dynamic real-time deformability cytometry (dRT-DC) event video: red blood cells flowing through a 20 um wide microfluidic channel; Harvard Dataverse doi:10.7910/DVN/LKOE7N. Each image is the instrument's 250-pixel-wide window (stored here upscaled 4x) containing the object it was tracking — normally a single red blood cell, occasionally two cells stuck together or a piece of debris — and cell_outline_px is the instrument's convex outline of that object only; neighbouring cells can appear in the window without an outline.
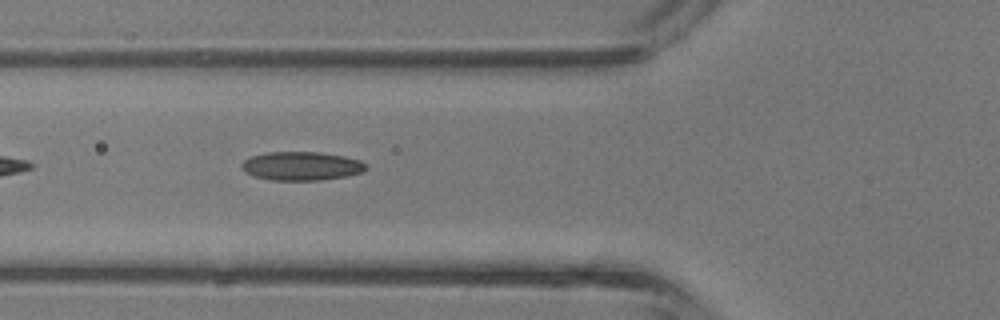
{"species": "common noctule bat (a hibernating species)", "species_latin": "Nyctalus noctula", "temperature_condition": "room temperature", "stored_images_in_passage": 5, "camera_frame_rate_fps": 3000, "um_per_image_px": 0.085, "animal": {"sex": "male", "body_mass_g": 13.3}, "frame": {"image": 1, "passage_image": 5, "time_ms": 1.333, "image_size_px": [1000, 320], "cell_outline_px": [[368, 168], [364, 172], [348, 176], [320, 180], [272, 180], [256, 176], [244, 172], [240, 168], [240, 164], [244, 160], [252, 156], [268, 152], [320, 152], [344, 156], [360, 160], [368, 164]], "centroid_in_image_um": [25.66, 14.11], "position_along_channel_um": 100.1, "area_um2": 20.98}}